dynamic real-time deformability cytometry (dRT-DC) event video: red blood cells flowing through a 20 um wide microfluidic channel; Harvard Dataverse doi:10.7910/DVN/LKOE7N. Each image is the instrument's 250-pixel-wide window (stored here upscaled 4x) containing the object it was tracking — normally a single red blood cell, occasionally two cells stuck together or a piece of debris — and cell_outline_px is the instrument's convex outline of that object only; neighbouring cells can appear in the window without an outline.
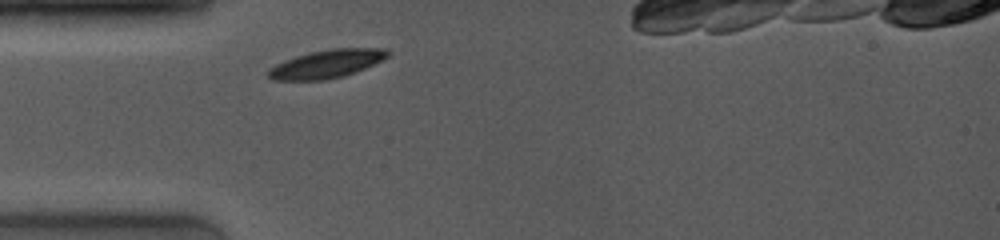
{"species": "common noctule bat (a hibernating species)", "species_latin": "Nyctalus noctula", "temperature_condition": "room temperature", "stored_images_in_passage": 13, "camera_frame_rate_fps": 4000, "um_per_image_px": 0.085, "animal": {"sex": "female", "body_mass_g": 19.0, "forearm_length_mm": 53.3}, "frame": {"image": 1, "passage_image": 1, "time_ms": 0.0, "image_size_px": [1000, 240], "cell_outline_px": [[392, 52], [388, 56], [356, 72], [344, 76], [324, 80], [272, 80], [268, 76], [268, 72], [276, 64], [284, 60], [296, 56], [312, 52], [332, 48], [384, 48]], "centroid_in_image_um": [27.78, 5.43], "position_along_channel_um": 57.2, "area_um2": 19.42}}